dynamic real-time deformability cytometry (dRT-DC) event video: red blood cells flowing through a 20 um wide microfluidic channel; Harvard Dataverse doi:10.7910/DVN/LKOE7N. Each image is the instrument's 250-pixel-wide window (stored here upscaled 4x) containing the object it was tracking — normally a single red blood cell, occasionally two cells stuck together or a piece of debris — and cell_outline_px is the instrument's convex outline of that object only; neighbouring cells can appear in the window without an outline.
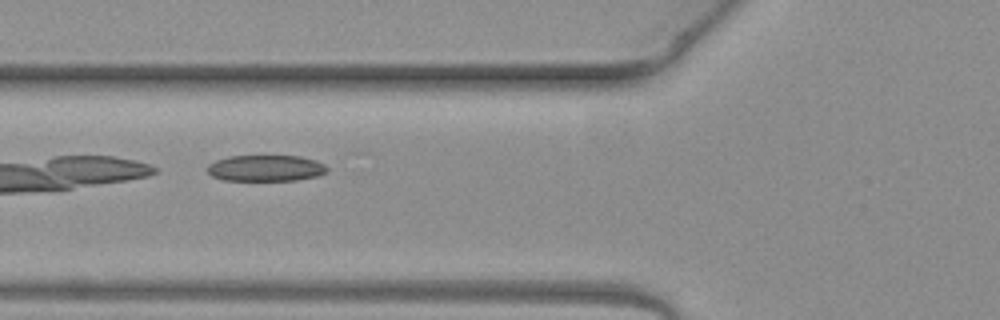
{"species": "common noctule bat (a hibernating species)", "species_latin": "Nyctalus noctula", "temperature_condition": "warm", "stored_images_in_passage": 7, "camera_frame_rate_fps": 3000, "um_per_image_px": 0.085, "animal": {"sex": "female", "body_mass_g": 19.3, "forearm_length_mm": 54.1}, "frame": {"image": 1, "passage_image": 6, "time_ms": 1.667, "image_size_px": [1000, 320], "cell_outline_px": [[328, 172], [316, 176], [296, 180], [224, 180], [212, 176], [208, 172], [208, 164], [216, 160], [228, 156], [300, 156], [316, 160], [324, 164], [328, 168]], "centroid_in_image_um": [22.6, 14.29], "position_along_channel_um": 103.2, "area_um2": 18.26}}
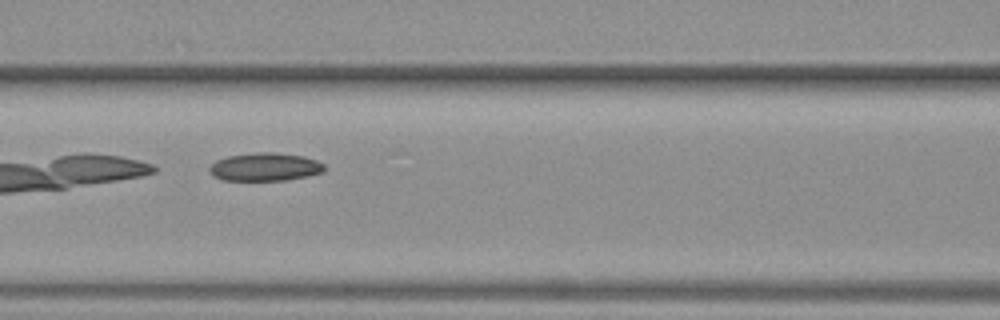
{"frame": {"image": 2, "passage_image": 7, "time_ms": 2.0, "image_size_px": [1000, 320], "cell_outline_px": [[324, 172], [308, 176], [288, 180], [224, 180], [212, 176], [208, 172], [208, 168], [216, 160], [228, 156], [256, 152], [272, 152], [304, 156], [316, 160], [324, 164]], "centroid_in_image_um": [22.51, 14.19], "position_along_channel_um": 144.1, "area_um2": 18.96}}